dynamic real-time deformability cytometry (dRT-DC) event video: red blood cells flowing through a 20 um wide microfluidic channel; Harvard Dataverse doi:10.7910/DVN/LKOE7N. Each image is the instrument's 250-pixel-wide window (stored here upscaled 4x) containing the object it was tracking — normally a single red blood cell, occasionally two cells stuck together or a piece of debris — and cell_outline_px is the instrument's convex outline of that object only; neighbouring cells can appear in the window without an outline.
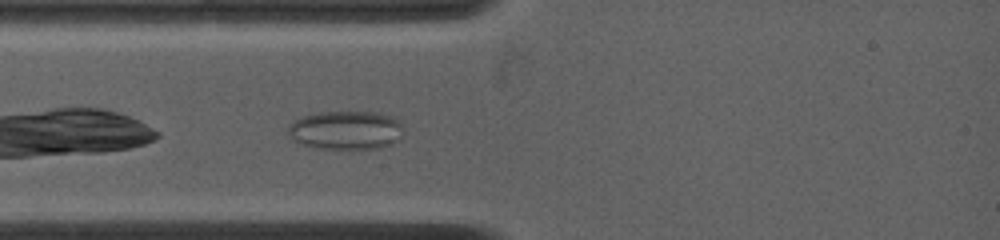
{"species": "common noctule bat (a hibernating species)", "species_latin": "Nyctalus noctula", "temperature_condition": "warm", "stored_images_in_passage": 39, "camera_frame_rate_fps": 4500, "um_per_image_px": 0.085, "animal": {"sex": "female", "body_mass_g": 19.0, "forearm_length_mm": 53.3}, "frame": {"image": 1, "passage_image": 3, "time_ms": 0.667, "image_size_px": [1000, 240], "cell_outline_px": [[404, 128], [396, 140], [392, 144], [380, 148], [316, 148], [300, 144], [292, 140], [288, 136], [288, 124], [292, 120], [300, 116], [320, 112], [380, 112], [392, 116]], "centroid_in_image_um": [29.33, 11.05], "position_along_channel_um": 55.7, "area_um2": 26.18}}
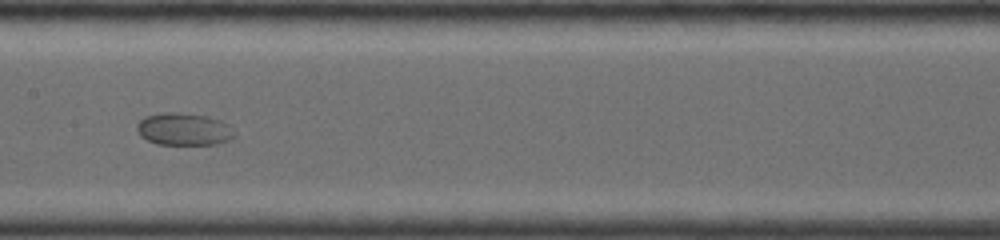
{"frame": {"image": 2, "passage_image": 14, "time_ms": 4.222, "image_size_px": [1000, 240], "cell_outline_px": [[236, 136], [228, 140], [216, 144], [156, 144], [140, 136], [136, 128], [136, 124], [144, 116], [160, 112], [172, 112], [208, 116], [220, 120], [228, 124]], "centroid_in_image_um": [15.59, 10.97], "position_along_channel_um": 191.8, "area_um2": 18.44}}
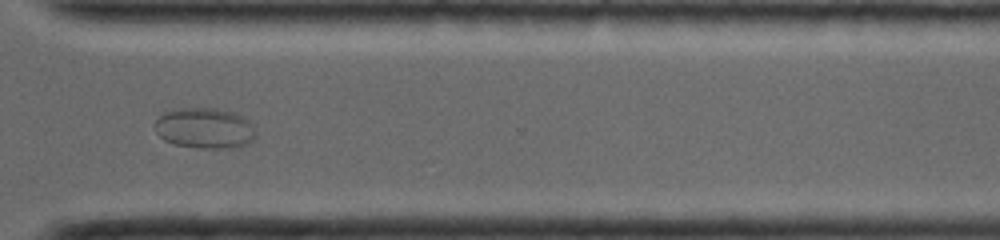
{"frame": {"image": 3, "passage_image": 30, "time_ms": 8.444, "image_size_px": [1000, 240], "cell_outline_px": [[256, 136], [248, 144], [240, 148], [200, 148], [176, 144], [164, 140], [156, 132], [156, 120], [164, 112], [180, 108], [216, 108], [232, 112], [240, 116], [256, 132]], "centroid_in_image_um": [17.39, 10.91], "position_along_channel_um": 353.2, "area_um2": 23.64}}